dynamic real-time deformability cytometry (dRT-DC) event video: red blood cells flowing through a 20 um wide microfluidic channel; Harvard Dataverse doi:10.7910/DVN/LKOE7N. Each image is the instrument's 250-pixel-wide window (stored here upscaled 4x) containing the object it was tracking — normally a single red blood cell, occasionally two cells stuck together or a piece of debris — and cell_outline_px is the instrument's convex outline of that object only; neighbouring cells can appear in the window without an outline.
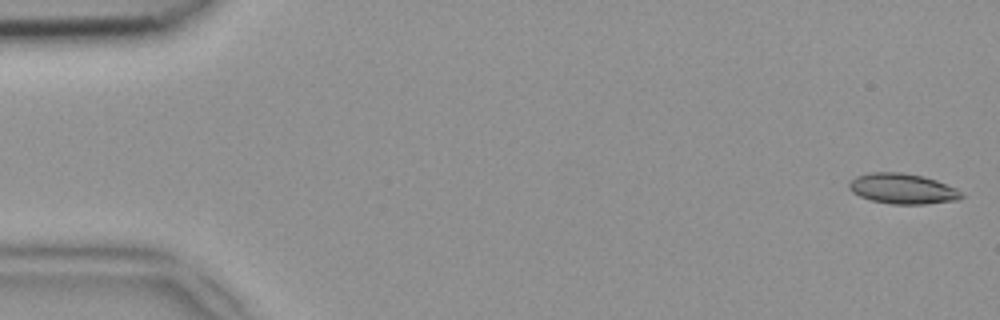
{"species": "common noctule bat (a hibernating species)", "species_latin": "Nyctalus noctula", "temperature_condition": "room temperature", "stored_images_in_passage": 49, "camera_frame_rate_fps": 3000, "um_per_image_px": 0.085, "animal": {"sex": "female", "body_mass_g": 18.4}, "frame": {"image": 1, "passage_image": 1, "time_ms": 0.0, "image_size_px": [1000, 320], "cell_outline_px": [[964, 196], [960, 200], [924, 204], [892, 204], [872, 200], [860, 196], [852, 192], [848, 188], [848, 184], [856, 176], [872, 172], [900, 172], [924, 176], [936, 180], [956, 188]], "centroid_in_image_um": [76.73, 16.04], "position_along_channel_um": 8.3, "area_um2": 19.88}}
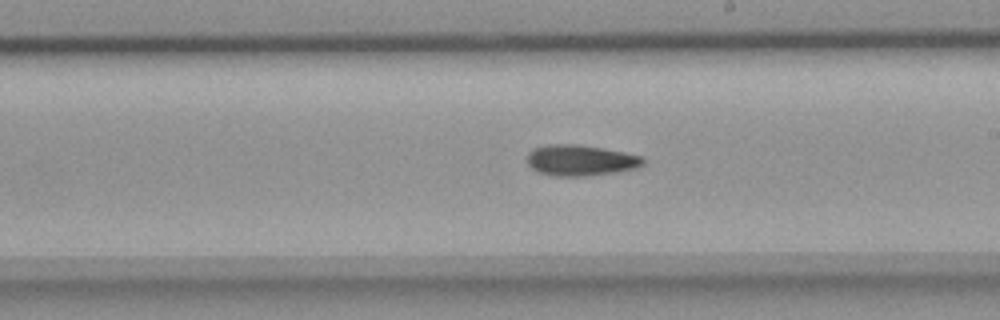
{"frame": {"image": 2, "passage_image": 28, "time_ms": 9.0, "image_size_px": [1000, 320], "cell_outline_px": [[644, 164], [636, 168], [616, 172], [584, 176], [556, 176], [540, 172], [532, 168], [528, 164], [528, 152], [532, 148], [548, 144], [580, 144], [604, 148], [644, 156]], "centroid_in_image_um": [49.36, 13.61], "position_along_channel_um": 239.6, "area_um2": 20.98}}
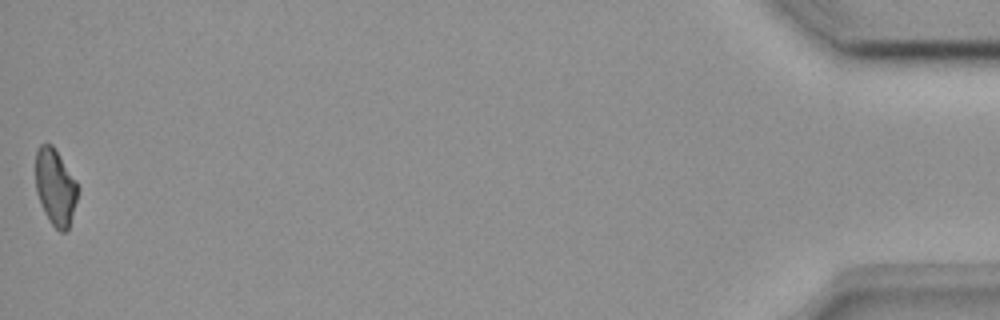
{"frame": {"image": 3, "passage_image": 49, "time_ms": 16.0, "image_size_px": [1000, 320], "cell_outline_px": [[80, 188], [68, 228], [64, 232], [60, 232], [52, 224], [36, 192], [36, 148], [40, 144], [52, 144], [76, 180]], "centroid_in_image_um": [4.72, 15.86], "position_along_channel_um": 430.5, "area_um2": 18.5}}